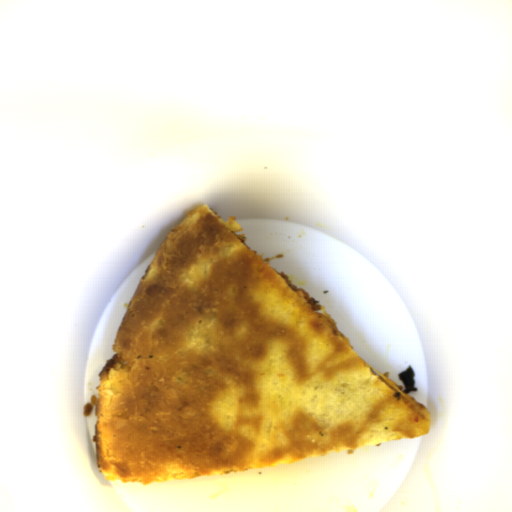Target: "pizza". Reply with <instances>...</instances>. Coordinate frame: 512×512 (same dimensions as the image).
I'll return each mask as SVG.
<instances>
[{"instance_id":"pizza-1","label":"pizza","mask_w":512,"mask_h":512,"mask_svg":"<svg viewBox=\"0 0 512 512\" xmlns=\"http://www.w3.org/2000/svg\"><path fill=\"white\" fill-rule=\"evenodd\" d=\"M206 203L152 256L93 401L105 480H192L426 435L307 291Z\"/></svg>"}]
</instances>
